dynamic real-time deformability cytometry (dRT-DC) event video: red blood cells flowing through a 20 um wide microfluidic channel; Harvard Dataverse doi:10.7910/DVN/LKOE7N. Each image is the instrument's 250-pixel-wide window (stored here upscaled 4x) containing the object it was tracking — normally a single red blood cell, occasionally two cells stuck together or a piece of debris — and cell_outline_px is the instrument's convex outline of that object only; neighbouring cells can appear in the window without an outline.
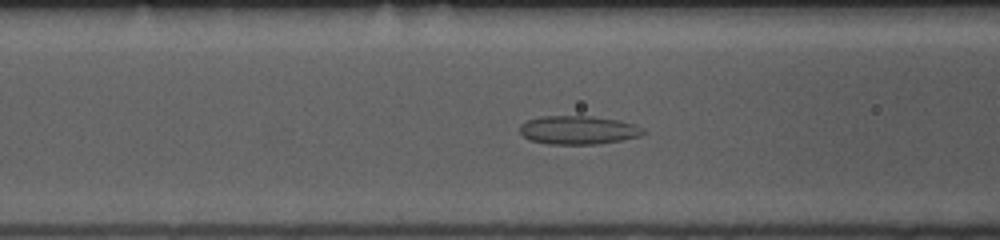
{"species": "common noctule bat (a hibernating species)", "species_latin": "Nyctalus noctula", "temperature_condition": "room temperature", "stored_images_in_passage": 45, "camera_frame_rate_fps": 3000, "um_per_image_px": 0.085, "animal": {"sex": "female", "body_mass_g": 10.0, "forearm_length_mm": 53.1}, "frame": {"image": 1, "passage_image": 12, "time_ms": 3.667, "image_size_px": [1000, 240], "cell_outline_px": [[644, 132], [640, 136], [620, 140], [596, 144], [548, 144], [532, 140], [524, 136], [520, 132], [520, 124], [528, 120], [540, 116], [592, 116], [616, 120], [632, 124], [644, 128]], "centroid_in_image_um": [49.12, 11.05], "position_along_channel_um": 117.5, "area_um2": 20.29}}
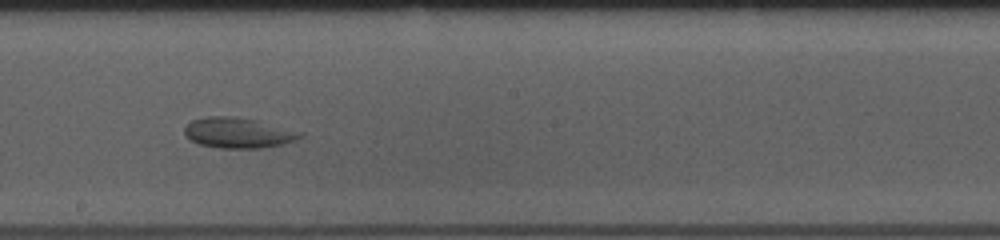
{"frame": {"image": 2, "passage_image": 21, "time_ms": 6.667, "image_size_px": [1000, 240], "cell_outline_px": [[304, 136], [296, 140], [284, 144], [260, 148], [220, 148], [200, 144], [192, 140], [184, 132], [184, 128], [192, 120], [208, 116], [236, 116], [256, 120], [304, 132]], "centroid_in_image_um": [20.3, 11.28], "position_along_channel_um": 227.9, "area_um2": 20.52}}
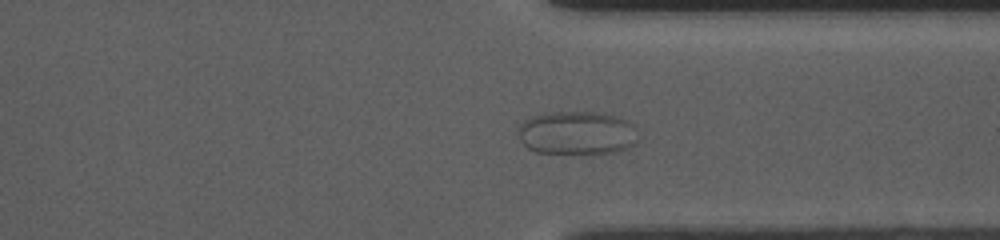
{"frame": {"image": 3, "passage_image": 32, "time_ms": 10.333, "image_size_px": [1000, 240], "cell_outline_px": [[636, 128], [632, 144], [628, 148], [616, 152], [592, 156], [588, 156], [536, 152], [528, 148], [520, 140], [516, 128], [524, 120], [540, 112], [600, 112], [624, 120], [632, 124]], "centroid_in_image_um": [48.96, 11.34], "position_along_channel_um": 362.4, "area_um2": 31.15}}